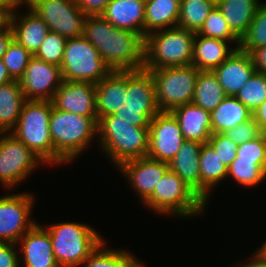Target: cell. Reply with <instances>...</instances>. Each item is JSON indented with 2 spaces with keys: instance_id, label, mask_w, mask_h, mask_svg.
Here are the masks:
<instances>
[{
  "instance_id": "6da1fadb",
  "label": "cell",
  "mask_w": 266,
  "mask_h": 267,
  "mask_svg": "<svg viewBox=\"0 0 266 267\" xmlns=\"http://www.w3.org/2000/svg\"><path fill=\"white\" fill-rule=\"evenodd\" d=\"M83 36L98 50L112 71L144 67L145 39L140 34L114 27L101 15H89L84 23Z\"/></svg>"
},
{
  "instance_id": "7a4b0ae2",
  "label": "cell",
  "mask_w": 266,
  "mask_h": 267,
  "mask_svg": "<svg viewBox=\"0 0 266 267\" xmlns=\"http://www.w3.org/2000/svg\"><path fill=\"white\" fill-rule=\"evenodd\" d=\"M98 118L56 109L51 102L50 135L54 147V164L73 162L97 137ZM82 153V154H81Z\"/></svg>"
},
{
  "instance_id": "3957f363",
  "label": "cell",
  "mask_w": 266,
  "mask_h": 267,
  "mask_svg": "<svg viewBox=\"0 0 266 267\" xmlns=\"http://www.w3.org/2000/svg\"><path fill=\"white\" fill-rule=\"evenodd\" d=\"M97 144L118 168L122 163L147 157L149 127H135L113 114L98 119Z\"/></svg>"
},
{
  "instance_id": "277c9868",
  "label": "cell",
  "mask_w": 266,
  "mask_h": 267,
  "mask_svg": "<svg viewBox=\"0 0 266 267\" xmlns=\"http://www.w3.org/2000/svg\"><path fill=\"white\" fill-rule=\"evenodd\" d=\"M158 112L152 73L144 68L122 71L121 106L113 115L132 126L149 127Z\"/></svg>"
},
{
  "instance_id": "5b68a950",
  "label": "cell",
  "mask_w": 266,
  "mask_h": 267,
  "mask_svg": "<svg viewBox=\"0 0 266 267\" xmlns=\"http://www.w3.org/2000/svg\"><path fill=\"white\" fill-rule=\"evenodd\" d=\"M45 228L60 267H80L105 239L90 225L76 221L54 223Z\"/></svg>"
},
{
  "instance_id": "8992f818",
  "label": "cell",
  "mask_w": 266,
  "mask_h": 267,
  "mask_svg": "<svg viewBox=\"0 0 266 267\" xmlns=\"http://www.w3.org/2000/svg\"><path fill=\"white\" fill-rule=\"evenodd\" d=\"M195 32L167 28L145 37L144 69L153 70L192 65Z\"/></svg>"
},
{
  "instance_id": "52a82bcc",
  "label": "cell",
  "mask_w": 266,
  "mask_h": 267,
  "mask_svg": "<svg viewBox=\"0 0 266 267\" xmlns=\"http://www.w3.org/2000/svg\"><path fill=\"white\" fill-rule=\"evenodd\" d=\"M145 208L160 213L194 218L205 212L207 203L170 169L155 186L152 195L143 203Z\"/></svg>"
},
{
  "instance_id": "ba28073f",
  "label": "cell",
  "mask_w": 266,
  "mask_h": 267,
  "mask_svg": "<svg viewBox=\"0 0 266 267\" xmlns=\"http://www.w3.org/2000/svg\"><path fill=\"white\" fill-rule=\"evenodd\" d=\"M51 101L26 100L16 126L10 131L31 149L45 165H54V147L50 135Z\"/></svg>"
},
{
  "instance_id": "9c48e42d",
  "label": "cell",
  "mask_w": 266,
  "mask_h": 267,
  "mask_svg": "<svg viewBox=\"0 0 266 267\" xmlns=\"http://www.w3.org/2000/svg\"><path fill=\"white\" fill-rule=\"evenodd\" d=\"M60 67L63 80L93 84L112 71L84 36L67 39Z\"/></svg>"
},
{
  "instance_id": "30bf717a",
  "label": "cell",
  "mask_w": 266,
  "mask_h": 267,
  "mask_svg": "<svg viewBox=\"0 0 266 267\" xmlns=\"http://www.w3.org/2000/svg\"><path fill=\"white\" fill-rule=\"evenodd\" d=\"M155 83L156 102L160 111H171L191 103L200 70L193 65L149 70Z\"/></svg>"
},
{
  "instance_id": "8fae6325",
  "label": "cell",
  "mask_w": 266,
  "mask_h": 267,
  "mask_svg": "<svg viewBox=\"0 0 266 267\" xmlns=\"http://www.w3.org/2000/svg\"><path fill=\"white\" fill-rule=\"evenodd\" d=\"M45 163L10 132H0V184L12 189Z\"/></svg>"
},
{
  "instance_id": "7c38bea8",
  "label": "cell",
  "mask_w": 266,
  "mask_h": 267,
  "mask_svg": "<svg viewBox=\"0 0 266 267\" xmlns=\"http://www.w3.org/2000/svg\"><path fill=\"white\" fill-rule=\"evenodd\" d=\"M24 3L43 19L49 31L67 39L83 36L87 15L75 0H24Z\"/></svg>"
},
{
  "instance_id": "4fadbf2b",
  "label": "cell",
  "mask_w": 266,
  "mask_h": 267,
  "mask_svg": "<svg viewBox=\"0 0 266 267\" xmlns=\"http://www.w3.org/2000/svg\"><path fill=\"white\" fill-rule=\"evenodd\" d=\"M35 197L22 192L0 197V243L17 242L36 224L32 220Z\"/></svg>"
},
{
  "instance_id": "5bb4252c",
  "label": "cell",
  "mask_w": 266,
  "mask_h": 267,
  "mask_svg": "<svg viewBox=\"0 0 266 267\" xmlns=\"http://www.w3.org/2000/svg\"><path fill=\"white\" fill-rule=\"evenodd\" d=\"M183 142L179 123L170 111H160L150 121L147 157L169 163Z\"/></svg>"
},
{
  "instance_id": "9a60e30c",
  "label": "cell",
  "mask_w": 266,
  "mask_h": 267,
  "mask_svg": "<svg viewBox=\"0 0 266 267\" xmlns=\"http://www.w3.org/2000/svg\"><path fill=\"white\" fill-rule=\"evenodd\" d=\"M26 100L52 101L63 82L61 67L32 56L18 80Z\"/></svg>"
},
{
  "instance_id": "2e32d148",
  "label": "cell",
  "mask_w": 266,
  "mask_h": 267,
  "mask_svg": "<svg viewBox=\"0 0 266 267\" xmlns=\"http://www.w3.org/2000/svg\"><path fill=\"white\" fill-rule=\"evenodd\" d=\"M119 172L127 179L129 187L135 190L143 204L153 193L155 186L169 170V163L141 157L122 163Z\"/></svg>"
},
{
  "instance_id": "e0dca14e",
  "label": "cell",
  "mask_w": 266,
  "mask_h": 267,
  "mask_svg": "<svg viewBox=\"0 0 266 267\" xmlns=\"http://www.w3.org/2000/svg\"><path fill=\"white\" fill-rule=\"evenodd\" d=\"M52 105L61 111L98 118L95 84L63 80L52 99Z\"/></svg>"
},
{
  "instance_id": "ac0fdd59",
  "label": "cell",
  "mask_w": 266,
  "mask_h": 267,
  "mask_svg": "<svg viewBox=\"0 0 266 267\" xmlns=\"http://www.w3.org/2000/svg\"><path fill=\"white\" fill-rule=\"evenodd\" d=\"M36 223L18 242L20 267H60L55 259L48 230ZM23 259V260H22Z\"/></svg>"
},
{
  "instance_id": "d6986e66",
  "label": "cell",
  "mask_w": 266,
  "mask_h": 267,
  "mask_svg": "<svg viewBox=\"0 0 266 267\" xmlns=\"http://www.w3.org/2000/svg\"><path fill=\"white\" fill-rule=\"evenodd\" d=\"M213 72L225 94L235 96L256 72V68L252 55L238 48Z\"/></svg>"
},
{
  "instance_id": "ffe728a7",
  "label": "cell",
  "mask_w": 266,
  "mask_h": 267,
  "mask_svg": "<svg viewBox=\"0 0 266 267\" xmlns=\"http://www.w3.org/2000/svg\"><path fill=\"white\" fill-rule=\"evenodd\" d=\"M27 13L21 16L18 9L7 19L13 32V39L25 47L33 56L50 32L43 19L25 3Z\"/></svg>"
},
{
  "instance_id": "44dd1931",
  "label": "cell",
  "mask_w": 266,
  "mask_h": 267,
  "mask_svg": "<svg viewBox=\"0 0 266 267\" xmlns=\"http://www.w3.org/2000/svg\"><path fill=\"white\" fill-rule=\"evenodd\" d=\"M146 0H111L101 16L114 27L144 38Z\"/></svg>"
},
{
  "instance_id": "7402d4cb",
  "label": "cell",
  "mask_w": 266,
  "mask_h": 267,
  "mask_svg": "<svg viewBox=\"0 0 266 267\" xmlns=\"http://www.w3.org/2000/svg\"><path fill=\"white\" fill-rule=\"evenodd\" d=\"M177 119L184 140L207 143L212 134L211 113L194 103L175 107L170 111Z\"/></svg>"
},
{
  "instance_id": "603a6c76",
  "label": "cell",
  "mask_w": 266,
  "mask_h": 267,
  "mask_svg": "<svg viewBox=\"0 0 266 267\" xmlns=\"http://www.w3.org/2000/svg\"><path fill=\"white\" fill-rule=\"evenodd\" d=\"M232 43L236 46L235 48H231ZM239 45L240 42H228L195 33L192 65L200 71H213L238 49Z\"/></svg>"
},
{
  "instance_id": "cb8c5ba5",
  "label": "cell",
  "mask_w": 266,
  "mask_h": 267,
  "mask_svg": "<svg viewBox=\"0 0 266 267\" xmlns=\"http://www.w3.org/2000/svg\"><path fill=\"white\" fill-rule=\"evenodd\" d=\"M202 143L184 140L175 157L169 162V169L175 172L201 197L199 154Z\"/></svg>"
},
{
  "instance_id": "d4e9b609",
  "label": "cell",
  "mask_w": 266,
  "mask_h": 267,
  "mask_svg": "<svg viewBox=\"0 0 266 267\" xmlns=\"http://www.w3.org/2000/svg\"><path fill=\"white\" fill-rule=\"evenodd\" d=\"M201 198L209 205L210 193L219 183L227 179V166L207 142L201 146L199 154Z\"/></svg>"
},
{
  "instance_id": "484cf974",
  "label": "cell",
  "mask_w": 266,
  "mask_h": 267,
  "mask_svg": "<svg viewBox=\"0 0 266 267\" xmlns=\"http://www.w3.org/2000/svg\"><path fill=\"white\" fill-rule=\"evenodd\" d=\"M261 4L260 0H216L217 8L239 39L247 32Z\"/></svg>"
},
{
  "instance_id": "4316f807",
  "label": "cell",
  "mask_w": 266,
  "mask_h": 267,
  "mask_svg": "<svg viewBox=\"0 0 266 267\" xmlns=\"http://www.w3.org/2000/svg\"><path fill=\"white\" fill-rule=\"evenodd\" d=\"M180 0H146L144 39L155 31L177 27Z\"/></svg>"
},
{
  "instance_id": "83f0119b",
  "label": "cell",
  "mask_w": 266,
  "mask_h": 267,
  "mask_svg": "<svg viewBox=\"0 0 266 267\" xmlns=\"http://www.w3.org/2000/svg\"><path fill=\"white\" fill-rule=\"evenodd\" d=\"M252 117V111L235 96H226L211 112L212 133H224Z\"/></svg>"
},
{
  "instance_id": "f1b7e54d",
  "label": "cell",
  "mask_w": 266,
  "mask_h": 267,
  "mask_svg": "<svg viewBox=\"0 0 266 267\" xmlns=\"http://www.w3.org/2000/svg\"><path fill=\"white\" fill-rule=\"evenodd\" d=\"M95 90L98 119L119 110L122 101V71H111L95 84Z\"/></svg>"
},
{
  "instance_id": "f546056e",
  "label": "cell",
  "mask_w": 266,
  "mask_h": 267,
  "mask_svg": "<svg viewBox=\"0 0 266 267\" xmlns=\"http://www.w3.org/2000/svg\"><path fill=\"white\" fill-rule=\"evenodd\" d=\"M25 101L18 80L0 85V132H10L16 126Z\"/></svg>"
},
{
  "instance_id": "4dcf8cb0",
  "label": "cell",
  "mask_w": 266,
  "mask_h": 267,
  "mask_svg": "<svg viewBox=\"0 0 266 267\" xmlns=\"http://www.w3.org/2000/svg\"><path fill=\"white\" fill-rule=\"evenodd\" d=\"M104 240L82 263V267H145L133 253L106 247Z\"/></svg>"
},
{
  "instance_id": "1f68e13d",
  "label": "cell",
  "mask_w": 266,
  "mask_h": 267,
  "mask_svg": "<svg viewBox=\"0 0 266 267\" xmlns=\"http://www.w3.org/2000/svg\"><path fill=\"white\" fill-rule=\"evenodd\" d=\"M226 96L213 71L199 72L192 103L211 113Z\"/></svg>"
},
{
  "instance_id": "d6a6232c",
  "label": "cell",
  "mask_w": 266,
  "mask_h": 267,
  "mask_svg": "<svg viewBox=\"0 0 266 267\" xmlns=\"http://www.w3.org/2000/svg\"><path fill=\"white\" fill-rule=\"evenodd\" d=\"M215 6L216 0H180L177 27L197 33Z\"/></svg>"
},
{
  "instance_id": "836d02e7",
  "label": "cell",
  "mask_w": 266,
  "mask_h": 267,
  "mask_svg": "<svg viewBox=\"0 0 266 267\" xmlns=\"http://www.w3.org/2000/svg\"><path fill=\"white\" fill-rule=\"evenodd\" d=\"M236 184L250 188L260 185L266 179V171L255 161L236 157L227 167V178Z\"/></svg>"
},
{
  "instance_id": "e575fe53",
  "label": "cell",
  "mask_w": 266,
  "mask_h": 267,
  "mask_svg": "<svg viewBox=\"0 0 266 267\" xmlns=\"http://www.w3.org/2000/svg\"><path fill=\"white\" fill-rule=\"evenodd\" d=\"M266 45V2L258 7L247 32L241 37L239 49L252 53L255 49Z\"/></svg>"
},
{
  "instance_id": "d590c367",
  "label": "cell",
  "mask_w": 266,
  "mask_h": 267,
  "mask_svg": "<svg viewBox=\"0 0 266 267\" xmlns=\"http://www.w3.org/2000/svg\"><path fill=\"white\" fill-rule=\"evenodd\" d=\"M235 97L253 112L266 100V74L256 71Z\"/></svg>"
},
{
  "instance_id": "8d00e7d4",
  "label": "cell",
  "mask_w": 266,
  "mask_h": 267,
  "mask_svg": "<svg viewBox=\"0 0 266 267\" xmlns=\"http://www.w3.org/2000/svg\"><path fill=\"white\" fill-rule=\"evenodd\" d=\"M200 36L222 39L228 42H240V39L231 31L221 11L215 6L209 12L203 26L197 32Z\"/></svg>"
},
{
  "instance_id": "74e56055",
  "label": "cell",
  "mask_w": 266,
  "mask_h": 267,
  "mask_svg": "<svg viewBox=\"0 0 266 267\" xmlns=\"http://www.w3.org/2000/svg\"><path fill=\"white\" fill-rule=\"evenodd\" d=\"M32 56L33 55L16 40H11L2 60L7 68L8 74L13 80H19L23 76Z\"/></svg>"
},
{
  "instance_id": "f35d334b",
  "label": "cell",
  "mask_w": 266,
  "mask_h": 267,
  "mask_svg": "<svg viewBox=\"0 0 266 267\" xmlns=\"http://www.w3.org/2000/svg\"><path fill=\"white\" fill-rule=\"evenodd\" d=\"M66 41L67 38L50 31L34 56L60 67Z\"/></svg>"
},
{
  "instance_id": "ab89813d",
  "label": "cell",
  "mask_w": 266,
  "mask_h": 267,
  "mask_svg": "<svg viewBox=\"0 0 266 267\" xmlns=\"http://www.w3.org/2000/svg\"><path fill=\"white\" fill-rule=\"evenodd\" d=\"M239 159L255 160L266 171V134L238 144L237 156Z\"/></svg>"
},
{
  "instance_id": "60d3db41",
  "label": "cell",
  "mask_w": 266,
  "mask_h": 267,
  "mask_svg": "<svg viewBox=\"0 0 266 267\" xmlns=\"http://www.w3.org/2000/svg\"><path fill=\"white\" fill-rule=\"evenodd\" d=\"M208 143L227 167L237 156L238 144L234 143L224 133H212Z\"/></svg>"
},
{
  "instance_id": "b9f144b4",
  "label": "cell",
  "mask_w": 266,
  "mask_h": 267,
  "mask_svg": "<svg viewBox=\"0 0 266 267\" xmlns=\"http://www.w3.org/2000/svg\"><path fill=\"white\" fill-rule=\"evenodd\" d=\"M224 134L236 144L248 142L261 134L258 124L252 117L246 122L240 123L232 129L226 130Z\"/></svg>"
},
{
  "instance_id": "7bdbcfd3",
  "label": "cell",
  "mask_w": 266,
  "mask_h": 267,
  "mask_svg": "<svg viewBox=\"0 0 266 267\" xmlns=\"http://www.w3.org/2000/svg\"><path fill=\"white\" fill-rule=\"evenodd\" d=\"M18 244L0 243V267H20ZM17 248V249H16Z\"/></svg>"
},
{
  "instance_id": "ee69618b",
  "label": "cell",
  "mask_w": 266,
  "mask_h": 267,
  "mask_svg": "<svg viewBox=\"0 0 266 267\" xmlns=\"http://www.w3.org/2000/svg\"><path fill=\"white\" fill-rule=\"evenodd\" d=\"M77 6L87 16L89 15H101L106 8V5L111 0H75Z\"/></svg>"
},
{
  "instance_id": "f6af8a7d",
  "label": "cell",
  "mask_w": 266,
  "mask_h": 267,
  "mask_svg": "<svg viewBox=\"0 0 266 267\" xmlns=\"http://www.w3.org/2000/svg\"><path fill=\"white\" fill-rule=\"evenodd\" d=\"M13 39V32L7 20H0V60L3 58L7 47Z\"/></svg>"
},
{
  "instance_id": "bcb514c9",
  "label": "cell",
  "mask_w": 266,
  "mask_h": 267,
  "mask_svg": "<svg viewBox=\"0 0 266 267\" xmlns=\"http://www.w3.org/2000/svg\"><path fill=\"white\" fill-rule=\"evenodd\" d=\"M23 4L24 0H0V20H7Z\"/></svg>"
},
{
  "instance_id": "7dc6e473",
  "label": "cell",
  "mask_w": 266,
  "mask_h": 267,
  "mask_svg": "<svg viewBox=\"0 0 266 267\" xmlns=\"http://www.w3.org/2000/svg\"><path fill=\"white\" fill-rule=\"evenodd\" d=\"M251 55L256 71L266 74V45L255 49Z\"/></svg>"
},
{
  "instance_id": "c3c4849f",
  "label": "cell",
  "mask_w": 266,
  "mask_h": 267,
  "mask_svg": "<svg viewBox=\"0 0 266 267\" xmlns=\"http://www.w3.org/2000/svg\"><path fill=\"white\" fill-rule=\"evenodd\" d=\"M261 133L266 134V100L252 112Z\"/></svg>"
},
{
  "instance_id": "681fc988",
  "label": "cell",
  "mask_w": 266,
  "mask_h": 267,
  "mask_svg": "<svg viewBox=\"0 0 266 267\" xmlns=\"http://www.w3.org/2000/svg\"><path fill=\"white\" fill-rule=\"evenodd\" d=\"M249 259H247V263H238L236 265L233 263L232 267H266V262L259 260L253 253Z\"/></svg>"
},
{
  "instance_id": "f907efd6",
  "label": "cell",
  "mask_w": 266,
  "mask_h": 267,
  "mask_svg": "<svg viewBox=\"0 0 266 267\" xmlns=\"http://www.w3.org/2000/svg\"><path fill=\"white\" fill-rule=\"evenodd\" d=\"M13 81L11 76L8 74L7 68L3 63V60H0V85L7 84Z\"/></svg>"
},
{
  "instance_id": "816d5d0a",
  "label": "cell",
  "mask_w": 266,
  "mask_h": 267,
  "mask_svg": "<svg viewBox=\"0 0 266 267\" xmlns=\"http://www.w3.org/2000/svg\"><path fill=\"white\" fill-rule=\"evenodd\" d=\"M253 254L261 261L266 262V240Z\"/></svg>"
}]
</instances>
